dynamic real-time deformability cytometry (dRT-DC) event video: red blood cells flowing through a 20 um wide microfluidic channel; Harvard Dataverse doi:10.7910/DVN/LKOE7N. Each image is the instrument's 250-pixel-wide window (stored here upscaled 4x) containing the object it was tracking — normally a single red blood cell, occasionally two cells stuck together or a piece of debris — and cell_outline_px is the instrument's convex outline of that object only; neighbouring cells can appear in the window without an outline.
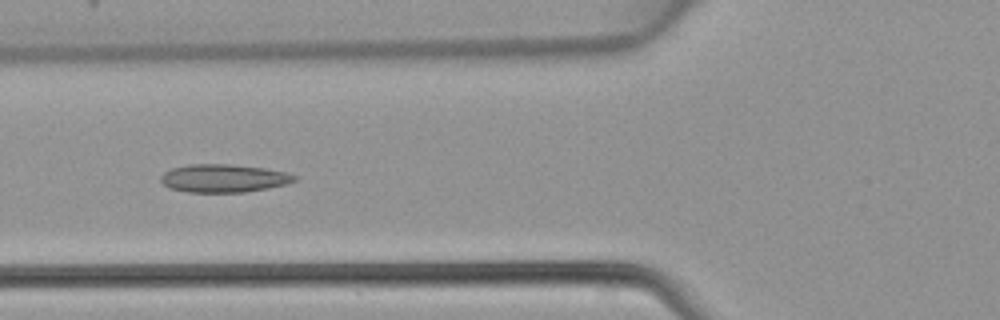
{"species": "common noctule bat (a hibernating species)", "species_latin": "Nyctalus noctula", "temperature_condition": "warm", "stored_images_in_passage": 15, "camera_frame_rate_fps": 3000, "um_per_image_px": 0.085, "animal": {"sex": "female", "body_mass_g": 22.7, "forearm_length_mm": 54.2}, "frame": {"image": 1, "passage_image": 3, "time_ms": 0.667, "image_size_px": [1000, 320], "cell_outline_px": [[300, 180], [288, 184], [268, 188], [244, 192], [188, 192], [168, 188], [160, 180], [160, 176], [164, 172], [172, 168], [188, 164], [232, 164], [264, 168], [288, 172], [296, 176]], "centroid_in_image_um": [19.04, 15.15], "position_along_channel_um": 106.8, "area_um2": 22.14}}
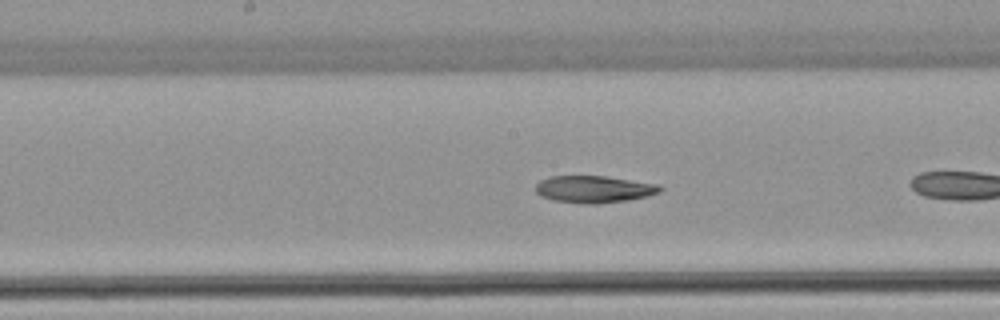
{"frame": {"image": 2, "passage_image": 7, "time_ms": 2.0, "image_size_px": [1000, 320], "cell_outline_px": [[664, 188], [660, 192], [648, 196], [628, 200], [596, 204], [584, 204], [552, 200], [540, 196], [536, 192], [536, 184], [540, 180], [548, 176], [604, 176], [660, 184]], "centroid_in_image_um": [50.49, 16.08], "position_along_channel_um": 197.7, "area_um2": 19.83}}